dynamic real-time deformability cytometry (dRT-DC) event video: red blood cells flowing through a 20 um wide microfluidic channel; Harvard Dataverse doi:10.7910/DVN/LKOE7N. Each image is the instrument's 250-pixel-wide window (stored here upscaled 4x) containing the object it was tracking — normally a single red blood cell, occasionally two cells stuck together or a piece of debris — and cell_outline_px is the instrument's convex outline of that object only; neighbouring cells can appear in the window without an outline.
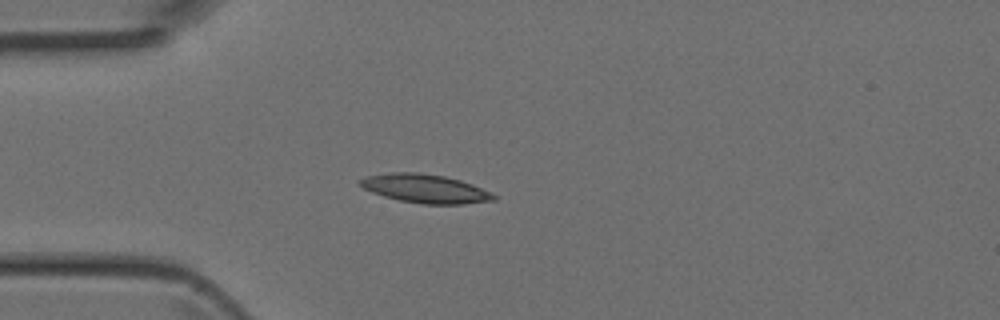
{"species": "Egyptian fruit bat (a non-hibernating species)", "species_latin": "Rousettus aegyptiacus", "temperature_condition": "room temperature", "stored_images_in_passage": 3, "camera_frame_rate_fps": 3000, "um_per_image_px": 0.085, "animal": {"sex": "female"}, "frame": {"image": 1, "passage_image": 3, "time_ms": 0.667, "image_size_px": [1000, 320], "cell_outline_px": [[496, 200], [460, 204], [420, 204], [400, 200], [384, 196], [372, 192], [364, 188], [356, 180], [364, 176], [388, 172], [420, 172], [444, 176], [460, 180], [472, 184], [496, 196]], "centroid_in_image_um": [36.08, 16.02], "position_along_channel_um": 48.9, "area_um2": 22.31}}